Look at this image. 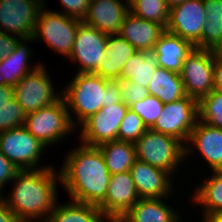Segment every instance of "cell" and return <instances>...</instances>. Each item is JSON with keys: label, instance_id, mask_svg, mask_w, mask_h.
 <instances>
[{"label": "cell", "instance_id": "6da1fadb", "mask_svg": "<svg viewBox=\"0 0 222 222\" xmlns=\"http://www.w3.org/2000/svg\"><path fill=\"white\" fill-rule=\"evenodd\" d=\"M62 165L60 184L72 201L98 206L105 199L111 174L97 146L80 143Z\"/></svg>", "mask_w": 222, "mask_h": 222}, {"label": "cell", "instance_id": "7a4b0ae2", "mask_svg": "<svg viewBox=\"0 0 222 222\" xmlns=\"http://www.w3.org/2000/svg\"><path fill=\"white\" fill-rule=\"evenodd\" d=\"M55 169L52 166L17 172L9 197L5 195L3 199L20 222L47 220L58 201L56 186L61 183L60 171L56 172Z\"/></svg>", "mask_w": 222, "mask_h": 222}, {"label": "cell", "instance_id": "3957f363", "mask_svg": "<svg viewBox=\"0 0 222 222\" xmlns=\"http://www.w3.org/2000/svg\"><path fill=\"white\" fill-rule=\"evenodd\" d=\"M72 78L69 84L62 89V97L66 103L71 123L77 128L92 114L105 107L106 79L94 73H76ZM72 114L77 122H74Z\"/></svg>", "mask_w": 222, "mask_h": 222}, {"label": "cell", "instance_id": "277c9868", "mask_svg": "<svg viewBox=\"0 0 222 222\" xmlns=\"http://www.w3.org/2000/svg\"><path fill=\"white\" fill-rule=\"evenodd\" d=\"M136 158L172 176L185 160V146L177 138L152 129L134 143Z\"/></svg>", "mask_w": 222, "mask_h": 222}, {"label": "cell", "instance_id": "5b68a950", "mask_svg": "<svg viewBox=\"0 0 222 222\" xmlns=\"http://www.w3.org/2000/svg\"><path fill=\"white\" fill-rule=\"evenodd\" d=\"M24 127L46 147L58 144L76 129L71 123L63 97L26 114Z\"/></svg>", "mask_w": 222, "mask_h": 222}, {"label": "cell", "instance_id": "8992f818", "mask_svg": "<svg viewBox=\"0 0 222 222\" xmlns=\"http://www.w3.org/2000/svg\"><path fill=\"white\" fill-rule=\"evenodd\" d=\"M82 21L68 17L63 12L40 9L34 31V40L45 42L51 50L69 57L73 49L79 24Z\"/></svg>", "mask_w": 222, "mask_h": 222}, {"label": "cell", "instance_id": "52a82bcc", "mask_svg": "<svg viewBox=\"0 0 222 222\" xmlns=\"http://www.w3.org/2000/svg\"><path fill=\"white\" fill-rule=\"evenodd\" d=\"M46 148L24 126L0 132V151L19 170L52 167L40 166Z\"/></svg>", "mask_w": 222, "mask_h": 222}, {"label": "cell", "instance_id": "ba28073f", "mask_svg": "<svg viewBox=\"0 0 222 222\" xmlns=\"http://www.w3.org/2000/svg\"><path fill=\"white\" fill-rule=\"evenodd\" d=\"M186 96L199 101L214 89V52L194 47L180 72Z\"/></svg>", "mask_w": 222, "mask_h": 222}, {"label": "cell", "instance_id": "9c48e42d", "mask_svg": "<svg viewBox=\"0 0 222 222\" xmlns=\"http://www.w3.org/2000/svg\"><path fill=\"white\" fill-rule=\"evenodd\" d=\"M198 120V101L186 96L164 104L161 115L150 129L173 136L185 145Z\"/></svg>", "mask_w": 222, "mask_h": 222}, {"label": "cell", "instance_id": "30bf717a", "mask_svg": "<svg viewBox=\"0 0 222 222\" xmlns=\"http://www.w3.org/2000/svg\"><path fill=\"white\" fill-rule=\"evenodd\" d=\"M54 83L46 71L45 64L25 75L15 86L14 96L23 111L28 114L46 107L62 97L55 91Z\"/></svg>", "mask_w": 222, "mask_h": 222}, {"label": "cell", "instance_id": "8fae6325", "mask_svg": "<svg viewBox=\"0 0 222 222\" xmlns=\"http://www.w3.org/2000/svg\"><path fill=\"white\" fill-rule=\"evenodd\" d=\"M128 109L129 107L124 102L102 107L79 126V141L84 145L98 146L117 140L120 123Z\"/></svg>", "mask_w": 222, "mask_h": 222}, {"label": "cell", "instance_id": "7c38bea8", "mask_svg": "<svg viewBox=\"0 0 222 222\" xmlns=\"http://www.w3.org/2000/svg\"><path fill=\"white\" fill-rule=\"evenodd\" d=\"M43 5L38 0H0V31L20 39L33 37Z\"/></svg>", "mask_w": 222, "mask_h": 222}, {"label": "cell", "instance_id": "4fadbf2b", "mask_svg": "<svg viewBox=\"0 0 222 222\" xmlns=\"http://www.w3.org/2000/svg\"><path fill=\"white\" fill-rule=\"evenodd\" d=\"M108 34L99 31L83 21L79 24L73 49L69 55L71 62H77V73H94L102 61L107 60L105 55Z\"/></svg>", "mask_w": 222, "mask_h": 222}, {"label": "cell", "instance_id": "5bb4252c", "mask_svg": "<svg viewBox=\"0 0 222 222\" xmlns=\"http://www.w3.org/2000/svg\"><path fill=\"white\" fill-rule=\"evenodd\" d=\"M205 22L204 0H185L170 8L166 31L202 48V28Z\"/></svg>", "mask_w": 222, "mask_h": 222}, {"label": "cell", "instance_id": "9a60e30c", "mask_svg": "<svg viewBox=\"0 0 222 222\" xmlns=\"http://www.w3.org/2000/svg\"><path fill=\"white\" fill-rule=\"evenodd\" d=\"M140 197L130 171L112 174L105 199L98 205L109 222H117Z\"/></svg>", "mask_w": 222, "mask_h": 222}, {"label": "cell", "instance_id": "2e32d148", "mask_svg": "<svg viewBox=\"0 0 222 222\" xmlns=\"http://www.w3.org/2000/svg\"><path fill=\"white\" fill-rule=\"evenodd\" d=\"M185 146V161L197 149L212 171H222V129L197 121ZM193 153V154H192ZM203 155V156H202Z\"/></svg>", "mask_w": 222, "mask_h": 222}, {"label": "cell", "instance_id": "e0dca14e", "mask_svg": "<svg viewBox=\"0 0 222 222\" xmlns=\"http://www.w3.org/2000/svg\"><path fill=\"white\" fill-rule=\"evenodd\" d=\"M130 173L140 198H167L169 201L168 197L174 194L173 176L167 171L136 159Z\"/></svg>", "mask_w": 222, "mask_h": 222}, {"label": "cell", "instance_id": "ac0fdd59", "mask_svg": "<svg viewBox=\"0 0 222 222\" xmlns=\"http://www.w3.org/2000/svg\"><path fill=\"white\" fill-rule=\"evenodd\" d=\"M129 12L127 0H90L83 22L106 34H118Z\"/></svg>", "mask_w": 222, "mask_h": 222}, {"label": "cell", "instance_id": "d6986e66", "mask_svg": "<svg viewBox=\"0 0 222 222\" xmlns=\"http://www.w3.org/2000/svg\"><path fill=\"white\" fill-rule=\"evenodd\" d=\"M165 30L163 25L136 17L129 12L125 16L118 34L137 51H152Z\"/></svg>", "mask_w": 222, "mask_h": 222}, {"label": "cell", "instance_id": "ffe728a7", "mask_svg": "<svg viewBox=\"0 0 222 222\" xmlns=\"http://www.w3.org/2000/svg\"><path fill=\"white\" fill-rule=\"evenodd\" d=\"M28 42H34V38L20 39L15 50L0 61V85L15 86L25 75L43 64L41 62L35 65L29 64L34 52L26 45Z\"/></svg>", "mask_w": 222, "mask_h": 222}, {"label": "cell", "instance_id": "44dd1931", "mask_svg": "<svg viewBox=\"0 0 222 222\" xmlns=\"http://www.w3.org/2000/svg\"><path fill=\"white\" fill-rule=\"evenodd\" d=\"M194 47L190 41L165 30L152 52L157 57L158 67L180 73L183 62Z\"/></svg>", "mask_w": 222, "mask_h": 222}, {"label": "cell", "instance_id": "7402d4cb", "mask_svg": "<svg viewBox=\"0 0 222 222\" xmlns=\"http://www.w3.org/2000/svg\"><path fill=\"white\" fill-rule=\"evenodd\" d=\"M166 198H140L117 222H179L180 215Z\"/></svg>", "mask_w": 222, "mask_h": 222}, {"label": "cell", "instance_id": "603a6c76", "mask_svg": "<svg viewBox=\"0 0 222 222\" xmlns=\"http://www.w3.org/2000/svg\"><path fill=\"white\" fill-rule=\"evenodd\" d=\"M137 50L119 34H108L105 47L107 60L99 64L94 74L106 80H119L126 62Z\"/></svg>", "mask_w": 222, "mask_h": 222}, {"label": "cell", "instance_id": "cb8c5ba5", "mask_svg": "<svg viewBox=\"0 0 222 222\" xmlns=\"http://www.w3.org/2000/svg\"><path fill=\"white\" fill-rule=\"evenodd\" d=\"M58 203L45 222H109L97 205L72 200L62 205Z\"/></svg>", "mask_w": 222, "mask_h": 222}, {"label": "cell", "instance_id": "d4e9b609", "mask_svg": "<svg viewBox=\"0 0 222 222\" xmlns=\"http://www.w3.org/2000/svg\"><path fill=\"white\" fill-rule=\"evenodd\" d=\"M147 89L149 95L155 96L163 104L186 97L180 73L157 67Z\"/></svg>", "mask_w": 222, "mask_h": 222}, {"label": "cell", "instance_id": "484cf974", "mask_svg": "<svg viewBox=\"0 0 222 222\" xmlns=\"http://www.w3.org/2000/svg\"><path fill=\"white\" fill-rule=\"evenodd\" d=\"M97 147L100 149L111 175L130 171L137 159L135 144L131 142L108 141Z\"/></svg>", "mask_w": 222, "mask_h": 222}, {"label": "cell", "instance_id": "4316f807", "mask_svg": "<svg viewBox=\"0 0 222 222\" xmlns=\"http://www.w3.org/2000/svg\"><path fill=\"white\" fill-rule=\"evenodd\" d=\"M191 195V202L200 204L204 209L202 216L222 213V171H213L210 178L195 189Z\"/></svg>", "mask_w": 222, "mask_h": 222}, {"label": "cell", "instance_id": "83f0119b", "mask_svg": "<svg viewBox=\"0 0 222 222\" xmlns=\"http://www.w3.org/2000/svg\"><path fill=\"white\" fill-rule=\"evenodd\" d=\"M157 67V57L152 51H136L126 62L119 80H129L147 88Z\"/></svg>", "mask_w": 222, "mask_h": 222}, {"label": "cell", "instance_id": "f1b7e54d", "mask_svg": "<svg viewBox=\"0 0 222 222\" xmlns=\"http://www.w3.org/2000/svg\"><path fill=\"white\" fill-rule=\"evenodd\" d=\"M130 12L139 18L163 25L169 20V11L165 0H127Z\"/></svg>", "mask_w": 222, "mask_h": 222}, {"label": "cell", "instance_id": "f546056e", "mask_svg": "<svg viewBox=\"0 0 222 222\" xmlns=\"http://www.w3.org/2000/svg\"><path fill=\"white\" fill-rule=\"evenodd\" d=\"M199 121L222 129V91L212 92L198 101Z\"/></svg>", "mask_w": 222, "mask_h": 222}, {"label": "cell", "instance_id": "4dcf8cb0", "mask_svg": "<svg viewBox=\"0 0 222 222\" xmlns=\"http://www.w3.org/2000/svg\"><path fill=\"white\" fill-rule=\"evenodd\" d=\"M147 130L142 118L128 109L117 133V140L135 143Z\"/></svg>", "mask_w": 222, "mask_h": 222}, {"label": "cell", "instance_id": "1f68e13d", "mask_svg": "<svg viewBox=\"0 0 222 222\" xmlns=\"http://www.w3.org/2000/svg\"><path fill=\"white\" fill-rule=\"evenodd\" d=\"M163 108L164 104L152 95L129 106V109L142 118L147 129H150L155 124V121L161 115Z\"/></svg>", "mask_w": 222, "mask_h": 222}, {"label": "cell", "instance_id": "d6a6232c", "mask_svg": "<svg viewBox=\"0 0 222 222\" xmlns=\"http://www.w3.org/2000/svg\"><path fill=\"white\" fill-rule=\"evenodd\" d=\"M25 118L26 113L15 97L8 104H0V132L24 126Z\"/></svg>", "mask_w": 222, "mask_h": 222}, {"label": "cell", "instance_id": "836d02e7", "mask_svg": "<svg viewBox=\"0 0 222 222\" xmlns=\"http://www.w3.org/2000/svg\"><path fill=\"white\" fill-rule=\"evenodd\" d=\"M119 83L121 86L122 100L128 107L149 96L148 89L135 82L119 80Z\"/></svg>", "mask_w": 222, "mask_h": 222}, {"label": "cell", "instance_id": "e575fe53", "mask_svg": "<svg viewBox=\"0 0 222 222\" xmlns=\"http://www.w3.org/2000/svg\"><path fill=\"white\" fill-rule=\"evenodd\" d=\"M222 40V22L206 21L202 28V48L214 50Z\"/></svg>", "mask_w": 222, "mask_h": 222}, {"label": "cell", "instance_id": "d590c367", "mask_svg": "<svg viewBox=\"0 0 222 222\" xmlns=\"http://www.w3.org/2000/svg\"><path fill=\"white\" fill-rule=\"evenodd\" d=\"M64 15L83 21L85 18L90 0H59ZM65 9V10H64Z\"/></svg>", "mask_w": 222, "mask_h": 222}, {"label": "cell", "instance_id": "8d00e7d4", "mask_svg": "<svg viewBox=\"0 0 222 222\" xmlns=\"http://www.w3.org/2000/svg\"><path fill=\"white\" fill-rule=\"evenodd\" d=\"M19 169L10 162L0 151V196H2L4 187L13 181Z\"/></svg>", "mask_w": 222, "mask_h": 222}, {"label": "cell", "instance_id": "74e56055", "mask_svg": "<svg viewBox=\"0 0 222 222\" xmlns=\"http://www.w3.org/2000/svg\"><path fill=\"white\" fill-rule=\"evenodd\" d=\"M119 102H123L119 80H106L105 107H108L110 104H116Z\"/></svg>", "mask_w": 222, "mask_h": 222}, {"label": "cell", "instance_id": "f35d334b", "mask_svg": "<svg viewBox=\"0 0 222 222\" xmlns=\"http://www.w3.org/2000/svg\"><path fill=\"white\" fill-rule=\"evenodd\" d=\"M206 21L222 22V0H204Z\"/></svg>", "mask_w": 222, "mask_h": 222}, {"label": "cell", "instance_id": "ab89813d", "mask_svg": "<svg viewBox=\"0 0 222 222\" xmlns=\"http://www.w3.org/2000/svg\"><path fill=\"white\" fill-rule=\"evenodd\" d=\"M19 37L0 31V61L15 50Z\"/></svg>", "mask_w": 222, "mask_h": 222}, {"label": "cell", "instance_id": "60d3db41", "mask_svg": "<svg viewBox=\"0 0 222 222\" xmlns=\"http://www.w3.org/2000/svg\"><path fill=\"white\" fill-rule=\"evenodd\" d=\"M0 222H20L12 209L8 207L3 196H0Z\"/></svg>", "mask_w": 222, "mask_h": 222}, {"label": "cell", "instance_id": "b9f144b4", "mask_svg": "<svg viewBox=\"0 0 222 222\" xmlns=\"http://www.w3.org/2000/svg\"><path fill=\"white\" fill-rule=\"evenodd\" d=\"M214 89L222 91V56L214 54Z\"/></svg>", "mask_w": 222, "mask_h": 222}, {"label": "cell", "instance_id": "7bdbcfd3", "mask_svg": "<svg viewBox=\"0 0 222 222\" xmlns=\"http://www.w3.org/2000/svg\"><path fill=\"white\" fill-rule=\"evenodd\" d=\"M14 95V86L0 85V104H8Z\"/></svg>", "mask_w": 222, "mask_h": 222}, {"label": "cell", "instance_id": "ee69618b", "mask_svg": "<svg viewBox=\"0 0 222 222\" xmlns=\"http://www.w3.org/2000/svg\"><path fill=\"white\" fill-rule=\"evenodd\" d=\"M202 219V222H222V213L203 216Z\"/></svg>", "mask_w": 222, "mask_h": 222}, {"label": "cell", "instance_id": "f6af8a7d", "mask_svg": "<svg viewBox=\"0 0 222 222\" xmlns=\"http://www.w3.org/2000/svg\"><path fill=\"white\" fill-rule=\"evenodd\" d=\"M166 1V3H167V5H168V7L169 8H172L173 6H176V5H178V4H181L183 1H185V0H165Z\"/></svg>", "mask_w": 222, "mask_h": 222}, {"label": "cell", "instance_id": "bcb514c9", "mask_svg": "<svg viewBox=\"0 0 222 222\" xmlns=\"http://www.w3.org/2000/svg\"><path fill=\"white\" fill-rule=\"evenodd\" d=\"M214 54H216L217 56H222V40L221 42L218 44V46L213 50Z\"/></svg>", "mask_w": 222, "mask_h": 222}, {"label": "cell", "instance_id": "7dc6e473", "mask_svg": "<svg viewBox=\"0 0 222 222\" xmlns=\"http://www.w3.org/2000/svg\"><path fill=\"white\" fill-rule=\"evenodd\" d=\"M39 2H41L42 4H44L46 6V3L45 0H38Z\"/></svg>", "mask_w": 222, "mask_h": 222}]
</instances>
